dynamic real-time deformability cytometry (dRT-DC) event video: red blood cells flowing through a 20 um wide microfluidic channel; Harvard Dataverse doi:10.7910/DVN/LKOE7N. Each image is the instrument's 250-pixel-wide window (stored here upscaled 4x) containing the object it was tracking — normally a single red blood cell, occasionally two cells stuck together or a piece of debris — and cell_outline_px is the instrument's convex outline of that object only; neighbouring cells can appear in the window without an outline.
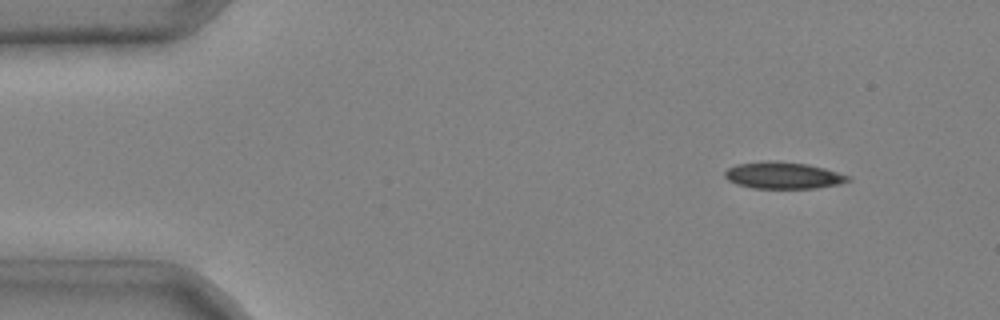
{"species": "common noctule bat (a hibernating species)", "species_latin": "Nyctalus noctula", "temperature_condition": "cold", "stored_images_in_passage": 2, "camera_frame_rate_fps": 3000, "um_per_image_px": 0.085, "animal": {"sex": "male", "body_mass_g": 20.4}, "frame": {"image": 1, "passage_image": 2, "time_ms": 0.333, "image_size_px": [1000, 320], "cell_outline_px": [[852, 180], [840, 184], [816, 188], [752, 188], [736, 184], [728, 180], [724, 176], [724, 172], [728, 168], [736, 164], [768, 160], [772, 160], [808, 164], [824, 168], [848, 176]], "centroid_in_image_um": [66.54, 14.9], "position_along_channel_um": 18.5, "area_um2": 19.25}}